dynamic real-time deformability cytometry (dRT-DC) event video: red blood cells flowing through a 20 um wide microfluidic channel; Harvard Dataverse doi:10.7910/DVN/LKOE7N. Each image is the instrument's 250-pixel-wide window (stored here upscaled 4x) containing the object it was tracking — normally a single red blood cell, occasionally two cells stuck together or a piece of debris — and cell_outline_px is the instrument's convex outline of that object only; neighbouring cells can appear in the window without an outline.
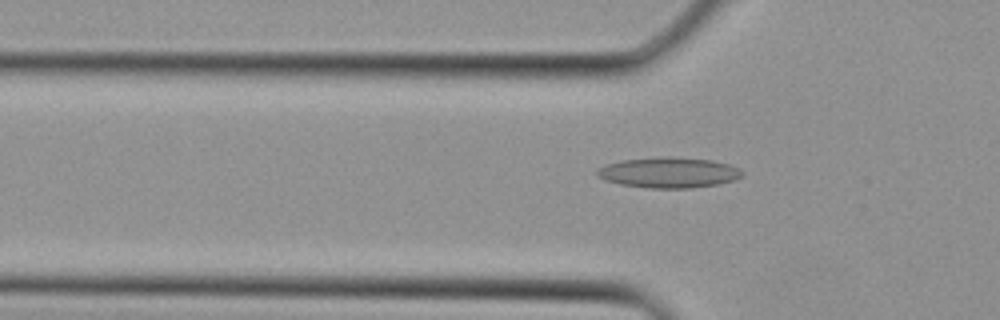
{"species": "Egyptian fruit bat (a non-hibernating species)", "species_latin": "Rousettus aegyptiacus", "temperature_condition": "cold", "stored_images_in_passage": 4, "camera_frame_rate_fps": 3000, "um_per_image_px": 0.085, "animal": {"sex": "female"}, "frame": {"image": 1, "passage_image": 4, "time_ms": 1.0, "image_size_px": [1000, 320], "cell_outline_px": [[744, 176], [732, 180], [716, 184], [692, 188], [648, 188], [620, 184], [604, 180], [596, 176], [596, 168], [604, 164], [620, 160], [712, 160], [728, 164], [740, 168], [744, 172]], "centroid_in_image_um": [56.81, 14.72], "position_along_channel_um": 69.0, "area_um2": 24.74}}